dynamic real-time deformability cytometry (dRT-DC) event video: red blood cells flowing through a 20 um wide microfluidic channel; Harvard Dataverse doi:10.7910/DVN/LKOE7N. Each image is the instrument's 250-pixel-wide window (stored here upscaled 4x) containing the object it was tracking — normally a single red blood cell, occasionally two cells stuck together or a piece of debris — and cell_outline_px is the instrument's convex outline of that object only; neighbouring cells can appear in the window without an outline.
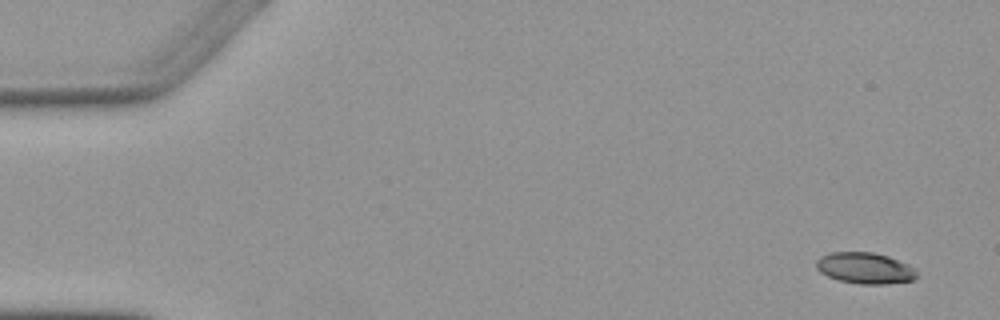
{"species": "Egyptian fruit bat (a non-hibernating species)", "species_latin": "Rousettus aegyptiacus", "temperature_condition": "warm", "stored_images_in_passage": 6, "camera_frame_rate_fps": 3000, "um_per_image_px": 0.085, "animal": {"sex": "female"}, "frame": {"image": 1, "passage_image": 1, "time_ms": 0.0, "image_size_px": [1000, 320], "cell_outline_px": [[920, 276], [912, 280], [888, 284], [860, 284], [840, 280], [828, 276], [820, 272], [816, 268], [816, 260], [820, 256], [832, 252], [872, 252], [888, 256], [908, 264], [916, 268]], "centroid_in_image_um": [73.56, 22.79], "position_along_channel_um": 11.4, "area_um2": 18.44}}
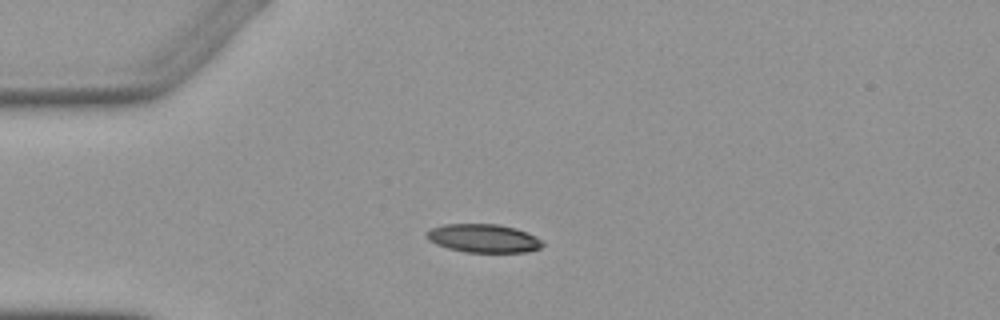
{"frame": {"image": 2, "passage_image": 4, "time_ms": 3.667, "image_size_px": [1000, 320], "cell_outline_px": [[544, 244], [540, 248], [528, 252], [464, 252], [448, 248], [436, 244], [428, 240], [424, 236], [432, 228], [444, 224], [500, 224], [516, 228], [528, 232], [536, 236]], "centroid_in_image_um": [41.11, 20.25], "position_along_channel_um": 43.9, "area_um2": 19.31}}